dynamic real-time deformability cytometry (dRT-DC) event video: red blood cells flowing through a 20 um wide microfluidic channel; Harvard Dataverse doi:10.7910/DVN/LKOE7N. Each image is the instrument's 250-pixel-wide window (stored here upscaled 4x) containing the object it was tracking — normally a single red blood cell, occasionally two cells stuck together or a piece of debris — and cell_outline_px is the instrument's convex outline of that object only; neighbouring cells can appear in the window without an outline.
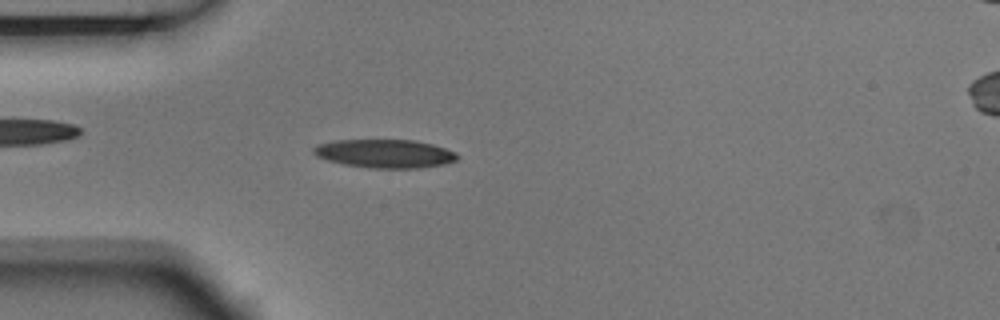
{"species": "Egyptian fruit bat (a non-hibernating species)", "species_latin": "Rousettus aegyptiacus", "temperature_condition": "room temperature", "stored_images_in_passage": 2, "camera_frame_rate_fps": 3000, "um_per_image_px": 0.085, "animal": {"sex": "male"}, "frame": {"image": 1, "passage_image": 2, "time_ms": 0.333, "image_size_px": [1000, 320], "cell_outline_px": [[460, 156], [456, 160], [444, 164], [416, 168], [368, 168], [344, 164], [328, 160], [316, 156], [312, 152], [312, 148], [316, 144], [336, 140], [416, 140], [432, 144], [456, 152]], "centroid_in_image_um": [32.69, 13.05], "position_along_channel_um": 52.3, "area_um2": 23.93}}